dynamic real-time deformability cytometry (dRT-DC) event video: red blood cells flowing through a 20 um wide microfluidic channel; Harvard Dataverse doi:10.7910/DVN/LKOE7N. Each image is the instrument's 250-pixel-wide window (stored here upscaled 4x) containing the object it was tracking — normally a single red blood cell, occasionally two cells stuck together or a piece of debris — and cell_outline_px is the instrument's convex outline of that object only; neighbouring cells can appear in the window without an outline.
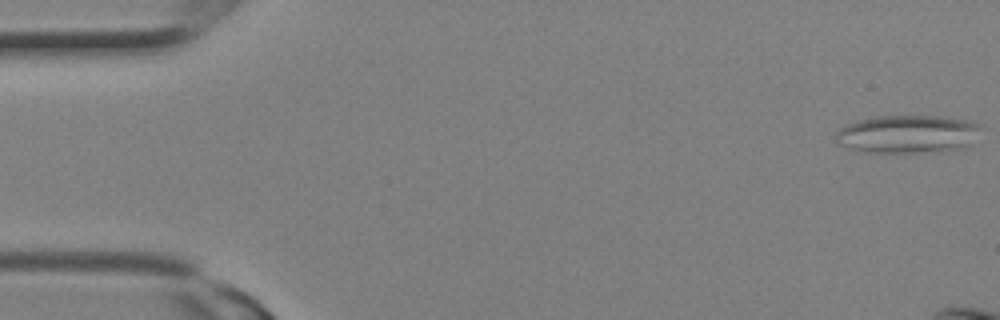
{"species": "Egyptian fruit bat (a non-hibernating species)", "species_latin": "Rousettus aegyptiacus", "temperature_condition": "room temperature", "stored_images_in_passage": 6, "camera_frame_rate_fps": 3000, "um_per_image_px": 0.085, "animal": {"sex": "female"}, "frame": {"image": 1, "passage_image": 1, "time_ms": 0.0, "image_size_px": [1000, 320], "cell_outline_px": [[976, 128], [968, 148], [948, 152], [864, 152], [848, 148], [836, 144], [836, 132], [844, 124], [856, 120], [876, 116], [936, 116], [968, 120], [976, 124]], "centroid_in_image_um": [77.05, 11.41], "position_along_channel_um": 7.9, "area_um2": 32.25}}